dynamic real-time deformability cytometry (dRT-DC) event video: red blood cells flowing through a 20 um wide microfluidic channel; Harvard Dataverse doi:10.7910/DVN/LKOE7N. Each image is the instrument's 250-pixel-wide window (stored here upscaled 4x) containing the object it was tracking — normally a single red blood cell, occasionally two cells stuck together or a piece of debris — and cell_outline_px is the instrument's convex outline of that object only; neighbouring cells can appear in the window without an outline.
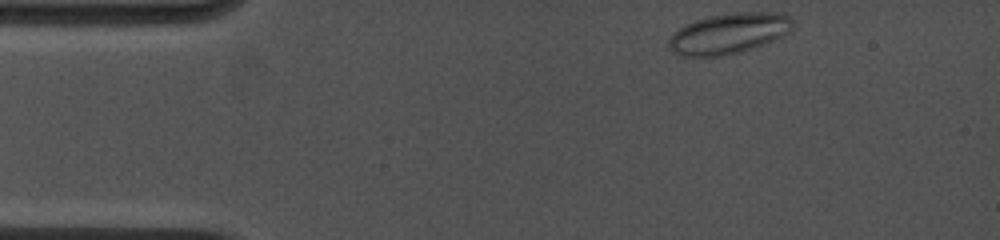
{"species": "common noctule bat (a hibernating species)", "species_latin": "Nyctalus noctula", "temperature_condition": "cold", "stored_images_in_passage": 3, "camera_frame_rate_fps": 4500, "um_per_image_px": 0.085, "animal": {"sex": "female", "body_mass_g": 19.0, "forearm_length_mm": 53.3}, "frame": {"image": 1, "passage_image": 1, "time_ms": 0.0, "image_size_px": [1000, 240], "cell_outline_px": [[792, 28], [784, 36], [756, 48], [744, 52], [728, 56], [680, 56], [672, 52], [668, 48], [668, 40], [680, 28], [696, 20], [708, 16], [732, 12], [784, 12], [792, 16]], "centroid_in_image_um": [62.01, 2.85], "position_along_channel_um": 23.0, "area_um2": 29.88}}